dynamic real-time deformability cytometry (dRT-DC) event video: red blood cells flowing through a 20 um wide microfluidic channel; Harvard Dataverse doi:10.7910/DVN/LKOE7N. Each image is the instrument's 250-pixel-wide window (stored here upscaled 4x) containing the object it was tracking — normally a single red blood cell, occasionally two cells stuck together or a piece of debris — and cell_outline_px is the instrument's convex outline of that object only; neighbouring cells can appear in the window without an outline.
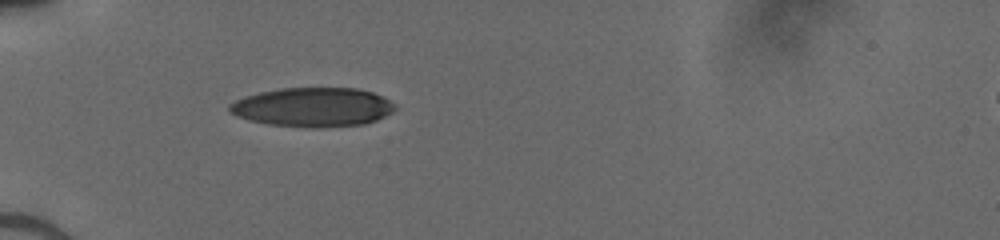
{"species": "human", "species_latin": "Homo sapiens", "temperature_condition": "cold", "stored_images_in_passage": 34, "camera_frame_rate_fps": 3000, "um_per_image_px": 0.085, "donor": {"sex": "male"}, "frame": {"image": 1, "passage_image": 1, "time_ms": 0.0, "image_size_px": [1000, 240], "cell_outline_px": [[396, 108], [392, 112], [376, 120], [364, 124], [320, 128], [312, 128], [268, 124], [248, 120], [236, 116], [228, 112], [228, 104], [244, 96], [260, 92], [280, 88], [356, 88], [372, 92], [388, 100]], "centroid_in_image_um": [26.53, 9.11], "position_along_channel_um": 58.5, "area_um2": 37.86}}
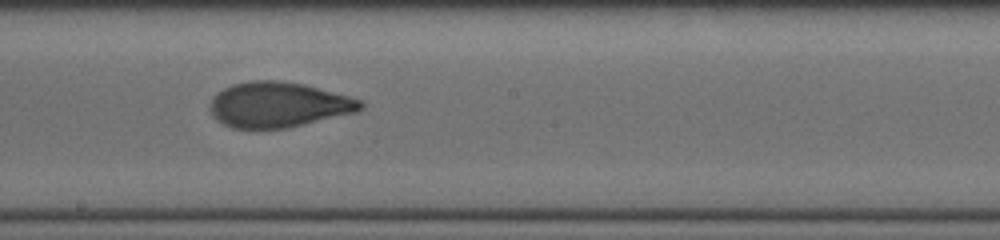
{"frame": {"image": 2, "passage_image": 14, "time_ms": 4.333, "image_size_px": [1000, 240], "cell_outline_px": [[364, 108], [356, 112], [288, 128], [232, 128], [216, 120], [212, 116], [208, 108], [208, 104], [212, 96], [216, 92], [232, 84], [252, 80], [276, 80], [304, 84], [348, 96], [360, 100], [364, 104]], "centroid_in_image_um": [23.6, 8.9], "position_along_channel_um": 224.6, "area_um2": 39.94}}
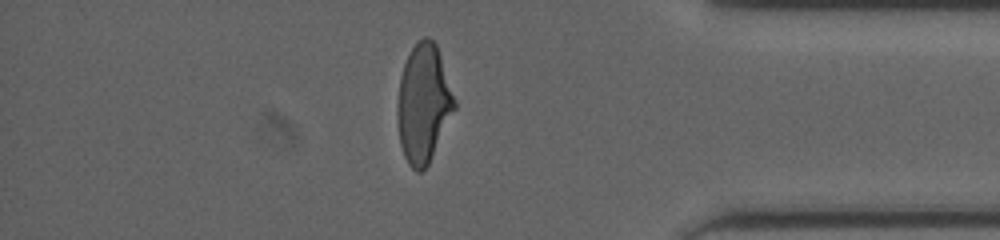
{"frame": {"image": 3, "passage_image": 28, "time_ms": 9.0, "image_size_px": [1000, 240], "cell_outline_px": [[456, 108], [428, 164], [420, 172], [416, 172], [408, 164], [404, 156], [400, 144], [396, 116], [396, 104], [400, 76], [404, 64], [412, 48], [424, 36], [428, 36], [436, 44], [456, 100]], "centroid_in_image_um": [35.98, 8.81], "position_along_channel_um": 399.2, "area_um2": 39.36}}